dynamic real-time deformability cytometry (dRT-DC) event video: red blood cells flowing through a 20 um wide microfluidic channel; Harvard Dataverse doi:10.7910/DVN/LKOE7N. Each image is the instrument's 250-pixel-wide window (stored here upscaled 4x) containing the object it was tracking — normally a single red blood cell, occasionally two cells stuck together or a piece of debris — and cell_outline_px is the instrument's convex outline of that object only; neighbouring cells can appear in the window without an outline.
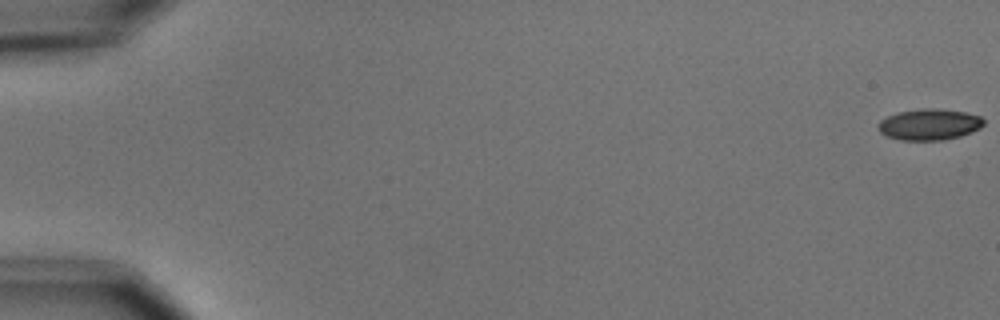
{"species": "common noctule bat (a hibernating species)", "species_latin": "Nyctalus noctula", "temperature_condition": "cold", "stored_images_in_passage": 5, "camera_frame_rate_fps": 3000, "um_per_image_px": 0.085, "animal": {"sex": "male", "body_mass_g": 15.6}, "frame": {"image": 1, "passage_image": 1, "time_ms": 0.0, "image_size_px": [1000, 320], "cell_outline_px": [[984, 124], [980, 128], [960, 136], [944, 140], [900, 140], [888, 136], [880, 132], [880, 120], [888, 116], [900, 112], [924, 108], [936, 108], [964, 112], [980, 116], [984, 120]], "centroid_in_image_um": [79.03, 10.58], "position_along_channel_um": 6.0, "area_um2": 18.9}}
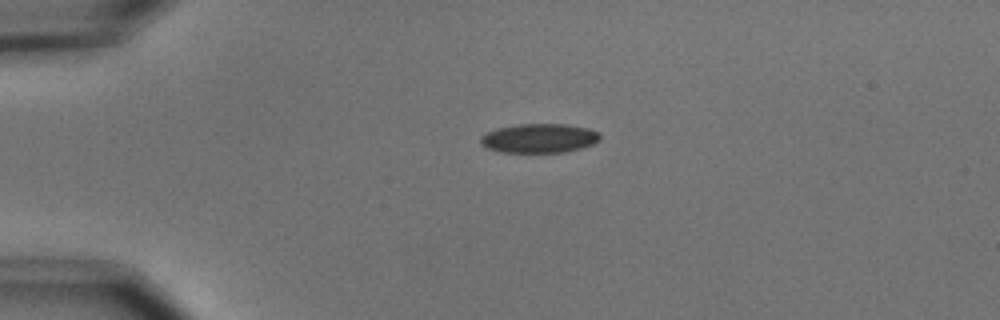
{"frame": {"image": 2, "passage_image": 4, "time_ms": 4.333, "image_size_px": [1000, 320], "cell_outline_px": [[600, 140], [592, 144], [580, 148], [564, 152], [500, 152], [488, 148], [480, 144], [480, 136], [488, 132], [500, 128], [520, 124], [564, 124], [588, 128], [600, 132]], "centroid_in_image_um": [45.85, 11.75], "position_along_channel_um": 39.2, "area_um2": 20.17}}